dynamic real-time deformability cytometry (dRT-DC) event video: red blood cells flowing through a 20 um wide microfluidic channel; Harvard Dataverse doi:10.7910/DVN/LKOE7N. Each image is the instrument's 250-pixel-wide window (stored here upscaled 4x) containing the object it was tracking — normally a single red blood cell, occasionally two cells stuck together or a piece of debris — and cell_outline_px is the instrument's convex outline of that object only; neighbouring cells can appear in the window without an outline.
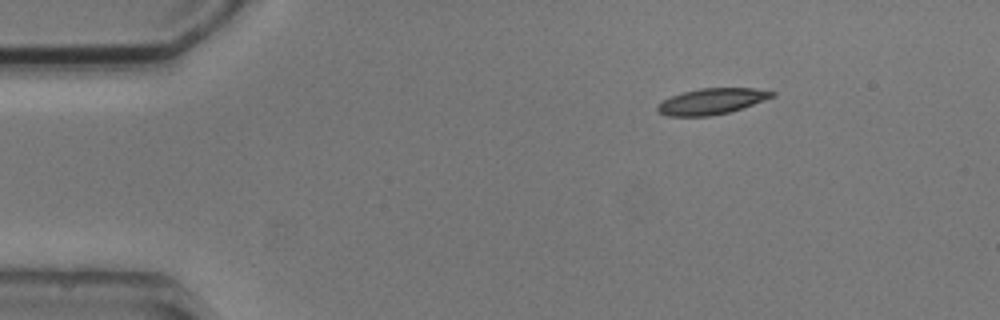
{"species": "common noctule bat (a hibernating species)", "species_latin": "Nyctalus noctula", "temperature_condition": "cold", "stored_images_in_passage": 4, "segment_of_instrument_passage": [1, 2], "camera_frame_rate_fps": 3000, "um_per_image_px": 0.085, "animal": {"sex": "male", "body_mass_g": 20.5, "forearm_length_mm": 52.5}, "frame": {"image": 1, "passage_image": 1, "time_ms": 0.0, "image_size_px": [1000, 320], "cell_outline_px": [[776, 96], [728, 112], [708, 116], [668, 116], [660, 112], [656, 108], [656, 104], [672, 96], [684, 92], [700, 88], [752, 88], [776, 92]], "centroid_in_image_um": [60.48, 8.61], "position_along_channel_um": 24.5, "area_um2": 17.05}}